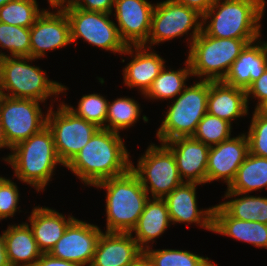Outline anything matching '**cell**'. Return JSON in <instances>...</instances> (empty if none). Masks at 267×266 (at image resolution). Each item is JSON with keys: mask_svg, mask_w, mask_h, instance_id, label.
I'll use <instances>...</instances> for the list:
<instances>
[{"mask_svg": "<svg viewBox=\"0 0 267 266\" xmlns=\"http://www.w3.org/2000/svg\"><path fill=\"white\" fill-rule=\"evenodd\" d=\"M256 98L258 103L255 109L258 110L265 102H267V68L264 73L246 89V100L249 105V98Z\"/></svg>", "mask_w": 267, "mask_h": 266, "instance_id": "74e56055", "label": "cell"}, {"mask_svg": "<svg viewBox=\"0 0 267 266\" xmlns=\"http://www.w3.org/2000/svg\"><path fill=\"white\" fill-rule=\"evenodd\" d=\"M185 65L183 69H170L169 71L164 66L144 94V97L157 100L175 99L187 87L185 83L188 80L187 78L193 76L188 59Z\"/></svg>", "mask_w": 267, "mask_h": 266, "instance_id": "f1b7e54d", "label": "cell"}, {"mask_svg": "<svg viewBox=\"0 0 267 266\" xmlns=\"http://www.w3.org/2000/svg\"><path fill=\"white\" fill-rule=\"evenodd\" d=\"M101 233L97 225L75 218L49 254L54 258L90 266Z\"/></svg>", "mask_w": 267, "mask_h": 266, "instance_id": "4fadbf2b", "label": "cell"}, {"mask_svg": "<svg viewBox=\"0 0 267 266\" xmlns=\"http://www.w3.org/2000/svg\"><path fill=\"white\" fill-rule=\"evenodd\" d=\"M75 219L48 207H34L28 217L30 228L42 253H49L62 237L68 225Z\"/></svg>", "mask_w": 267, "mask_h": 266, "instance_id": "603a6c76", "label": "cell"}, {"mask_svg": "<svg viewBox=\"0 0 267 266\" xmlns=\"http://www.w3.org/2000/svg\"><path fill=\"white\" fill-rule=\"evenodd\" d=\"M108 102L102 95L93 93L83 95L79 100L77 108L65 105L76 116L95 124L99 128L105 129Z\"/></svg>", "mask_w": 267, "mask_h": 266, "instance_id": "e575fe53", "label": "cell"}, {"mask_svg": "<svg viewBox=\"0 0 267 266\" xmlns=\"http://www.w3.org/2000/svg\"><path fill=\"white\" fill-rule=\"evenodd\" d=\"M4 241L10 266H34L43 254L28 223L9 225Z\"/></svg>", "mask_w": 267, "mask_h": 266, "instance_id": "d4e9b609", "label": "cell"}, {"mask_svg": "<svg viewBox=\"0 0 267 266\" xmlns=\"http://www.w3.org/2000/svg\"><path fill=\"white\" fill-rule=\"evenodd\" d=\"M267 68V41L248 43L222 80L228 85L246 90Z\"/></svg>", "mask_w": 267, "mask_h": 266, "instance_id": "44dd1931", "label": "cell"}, {"mask_svg": "<svg viewBox=\"0 0 267 266\" xmlns=\"http://www.w3.org/2000/svg\"><path fill=\"white\" fill-rule=\"evenodd\" d=\"M154 8L155 5L147 0H115L116 26L126 46H140L147 42Z\"/></svg>", "mask_w": 267, "mask_h": 266, "instance_id": "9a60e30c", "label": "cell"}, {"mask_svg": "<svg viewBox=\"0 0 267 266\" xmlns=\"http://www.w3.org/2000/svg\"><path fill=\"white\" fill-rule=\"evenodd\" d=\"M40 101L3 96L0 117L3 135L10 148L47 126Z\"/></svg>", "mask_w": 267, "mask_h": 266, "instance_id": "7c38bea8", "label": "cell"}, {"mask_svg": "<svg viewBox=\"0 0 267 266\" xmlns=\"http://www.w3.org/2000/svg\"><path fill=\"white\" fill-rule=\"evenodd\" d=\"M265 3V0H215L202 16V30L215 38L259 39Z\"/></svg>", "mask_w": 267, "mask_h": 266, "instance_id": "7a4b0ae2", "label": "cell"}, {"mask_svg": "<svg viewBox=\"0 0 267 266\" xmlns=\"http://www.w3.org/2000/svg\"><path fill=\"white\" fill-rule=\"evenodd\" d=\"M32 60L35 61V58L21 56L0 58V81L5 96L45 102L48 97L53 95L56 97L68 90L65 85L49 80L46 72L40 67L28 64Z\"/></svg>", "mask_w": 267, "mask_h": 266, "instance_id": "5b68a950", "label": "cell"}, {"mask_svg": "<svg viewBox=\"0 0 267 266\" xmlns=\"http://www.w3.org/2000/svg\"><path fill=\"white\" fill-rule=\"evenodd\" d=\"M94 186L105 188L107 192L106 232H131L149 199L137 175L129 169L120 176L102 180Z\"/></svg>", "mask_w": 267, "mask_h": 266, "instance_id": "277c9868", "label": "cell"}, {"mask_svg": "<svg viewBox=\"0 0 267 266\" xmlns=\"http://www.w3.org/2000/svg\"><path fill=\"white\" fill-rule=\"evenodd\" d=\"M0 266H10L5 250L4 231L0 235Z\"/></svg>", "mask_w": 267, "mask_h": 266, "instance_id": "b9f144b4", "label": "cell"}, {"mask_svg": "<svg viewBox=\"0 0 267 266\" xmlns=\"http://www.w3.org/2000/svg\"><path fill=\"white\" fill-rule=\"evenodd\" d=\"M248 153L249 142L246 133L210 146L206 183L222 179L228 187Z\"/></svg>", "mask_w": 267, "mask_h": 266, "instance_id": "2e32d148", "label": "cell"}, {"mask_svg": "<svg viewBox=\"0 0 267 266\" xmlns=\"http://www.w3.org/2000/svg\"><path fill=\"white\" fill-rule=\"evenodd\" d=\"M61 8L70 22L71 43L82 38L90 45L123 54L127 46L120 38L116 24L110 20L111 14L79 9L71 2Z\"/></svg>", "mask_w": 267, "mask_h": 266, "instance_id": "9c48e42d", "label": "cell"}, {"mask_svg": "<svg viewBox=\"0 0 267 266\" xmlns=\"http://www.w3.org/2000/svg\"><path fill=\"white\" fill-rule=\"evenodd\" d=\"M10 1H13V0H0V8H1L4 4H6V3L10 2Z\"/></svg>", "mask_w": 267, "mask_h": 266, "instance_id": "c3c4849f", "label": "cell"}, {"mask_svg": "<svg viewBox=\"0 0 267 266\" xmlns=\"http://www.w3.org/2000/svg\"><path fill=\"white\" fill-rule=\"evenodd\" d=\"M5 147L11 149L5 141L3 131H2V126H1V117H0V148H5Z\"/></svg>", "mask_w": 267, "mask_h": 266, "instance_id": "f6af8a7d", "label": "cell"}, {"mask_svg": "<svg viewBox=\"0 0 267 266\" xmlns=\"http://www.w3.org/2000/svg\"><path fill=\"white\" fill-rule=\"evenodd\" d=\"M135 167L131 161L130 169L137 175L145 191L151 192L152 198H164L183 183L175 157L164 143L160 146L150 144Z\"/></svg>", "mask_w": 267, "mask_h": 266, "instance_id": "ba28073f", "label": "cell"}, {"mask_svg": "<svg viewBox=\"0 0 267 266\" xmlns=\"http://www.w3.org/2000/svg\"><path fill=\"white\" fill-rule=\"evenodd\" d=\"M172 223L170 220L167 204L163 198H151L146 201L144 210L140 215L136 226L130 232L144 251L149 248V242L162 235Z\"/></svg>", "mask_w": 267, "mask_h": 266, "instance_id": "484cf974", "label": "cell"}, {"mask_svg": "<svg viewBox=\"0 0 267 266\" xmlns=\"http://www.w3.org/2000/svg\"><path fill=\"white\" fill-rule=\"evenodd\" d=\"M231 125L224 119L206 113L192 137L209 147L214 146L231 138Z\"/></svg>", "mask_w": 267, "mask_h": 266, "instance_id": "836d02e7", "label": "cell"}, {"mask_svg": "<svg viewBox=\"0 0 267 266\" xmlns=\"http://www.w3.org/2000/svg\"><path fill=\"white\" fill-rule=\"evenodd\" d=\"M71 0H48L49 5L54 9L58 7H62L66 4H68Z\"/></svg>", "mask_w": 267, "mask_h": 266, "instance_id": "ee69618b", "label": "cell"}, {"mask_svg": "<svg viewBox=\"0 0 267 266\" xmlns=\"http://www.w3.org/2000/svg\"><path fill=\"white\" fill-rule=\"evenodd\" d=\"M247 138L249 153L267 158V115L254 109Z\"/></svg>", "mask_w": 267, "mask_h": 266, "instance_id": "d590c367", "label": "cell"}, {"mask_svg": "<svg viewBox=\"0 0 267 266\" xmlns=\"http://www.w3.org/2000/svg\"><path fill=\"white\" fill-rule=\"evenodd\" d=\"M189 8L195 9L202 16L209 10L215 0H174Z\"/></svg>", "mask_w": 267, "mask_h": 266, "instance_id": "60d3db41", "label": "cell"}, {"mask_svg": "<svg viewBox=\"0 0 267 266\" xmlns=\"http://www.w3.org/2000/svg\"><path fill=\"white\" fill-rule=\"evenodd\" d=\"M59 105L57 111H53L50 105L46 114L47 127L52 131L56 153L65 167L99 127L76 116L64 102Z\"/></svg>", "mask_w": 267, "mask_h": 266, "instance_id": "30bf717a", "label": "cell"}, {"mask_svg": "<svg viewBox=\"0 0 267 266\" xmlns=\"http://www.w3.org/2000/svg\"><path fill=\"white\" fill-rule=\"evenodd\" d=\"M164 144L172 151L183 182L206 183L208 145L193 137H179Z\"/></svg>", "mask_w": 267, "mask_h": 266, "instance_id": "e0dca14e", "label": "cell"}, {"mask_svg": "<svg viewBox=\"0 0 267 266\" xmlns=\"http://www.w3.org/2000/svg\"><path fill=\"white\" fill-rule=\"evenodd\" d=\"M261 39L215 38L203 30L189 45L188 61L193 76L220 81L248 43ZM203 76V77H202Z\"/></svg>", "mask_w": 267, "mask_h": 266, "instance_id": "8992f818", "label": "cell"}, {"mask_svg": "<svg viewBox=\"0 0 267 266\" xmlns=\"http://www.w3.org/2000/svg\"><path fill=\"white\" fill-rule=\"evenodd\" d=\"M143 255L130 232L101 233L90 266H129Z\"/></svg>", "mask_w": 267, "mask_h": 266, "instance_id": "d6986e66", "label": "cell"}, {"mask_svg": "<svg viewBox=\"0 0 267 266\" xmlns=\"http://www.w3.org/2000/svg\"><path fill=\"white\" fill-rule=\"evenodd\" d=\"M258 110L267 115V102H265Z\"/></svg>", "mask_w": 267, "mask_h": 266, "instance_id": "bcb514c9", "label": "cell"}, {"mask_svg": "<svg viewBox=\"0 0 267 266\" xmlns=\"http://www.w3.org/2000/svg\"><path fill=\"white\" fill-rule=\"evenodd\" d=\"M19 191L12 180L0 176V220L13 217L19 209Z\"/></svg>", "mask_w": 267, "mask_h": 266, "instance_id": "8d00e7d4", "label": "cell"}, {"mask_svg": "<svg viewBox=\"0 0 267 266\" xmlns=\"http://www.w3.org/2000/svg\"><path fill=\"white\" fill-rule=\"evenodd\" d=\"M151 266H212L214 263L203 256L187 250L155 249L151 247L143 251Z\"/></svg>", "mask_w": 267, "mask_h": 266, "instance_id": "4dcf8cb0", "label": "cell"}, {"mask_svg": "<svg viewBox=\"0 0 267 266\" xmlns=\"http://www.w3.org/2000/svg\"><path fill=\"white\" fill-rule=\"evenodd\" d=\"M129 153L120 134L99 128L65 166L86 185L120 176L131 168Z\"/></svg>", "mask_w": 267, "mask_h": 266, "instance_id": "6da1fadb", "label": "cell"}, {"mask_svg": "<svg viewBox=\"0 0 267 266\" xmlns=\"http://www.w3.org/2000/svg\"><path fill=\"white\" fill-rule=\"evenodd\" d=\"M8 157L3 158L14 169L18 180L43 191L57 164L58 158L52 131L46 126L39 133L19 142L10 149Z\"/></svg>", "mask_w": 267, "mask_h": 266, "instance_id": "3957f363", "label": "cell"}, {"mask_svg": "<svg viewBox=\"0 0 267 266\" xmlns=\"http://www.w3.org/2000/svg\"><path fill=\"white\" fill-rule=\"evenodd\" d=\"M44 10L36 0H13L0 8V22L30 28Z\"/></svg>", "mask_w": 267, "mask_h": 266, "instance_id": "1f68e13d", "label": "cell"}, {"mask_svg": "<svg viewBox=\"0 0 267 266\" xmlns=\"http://www.w3.org/2000/svg\"><path fill=\"white\" fill-rule=\"evenodd\" d=\"M244 241L256 247L267 248V225L231 217L219 204L213 209V231Z\"/></svg>", "mask_w": 267, "mask_h": 266, "instance_id": "cb8c5ba5", "label": "cell"}, {"mask_svg": "<svg viewBox=\"0 0 267 266\" xmlns=\"http://www.w3.org/2000/svg\"><path fill=\"white\" fill-rule=\"evenodd\" d=\"M34 266H83V265L72 261H66L54 258L49 253H43Z\"/></svg>", "mask_w": 267, "mask_h": 266, "instance_id": "ab89813d", "label": "cell"}, {"mask_svg": "<svg viewBox=\"0 0 267 266\" xmlns=\"http://www.w3.org/2000/svg\"><path fill=\"white\" fill-rule=\"evenodd\" d=\"M76 8L112 14L115 0H71Z\"/></svg>", "mask_w": 267, "mask_h": 266, "instance_id": "f35d334b", "label": "cell"}, {"mask_svg": "<svg viewBox=\"0 0 267 266\" xmlns=\"http://www.w3.org/2000/svg\"><path fill=\"white\" fill-rule=\"evenodd\" d=\"M186 87L173 101L165 113L161 126L157 130V138L161 143L179 137H192L198 123L207 113V97L209 80Z\"/></svg>", "mask_w": 267, "mask_h": 266, "instance_id": "52a82bcc", "label": "cell"}, {"mask_svg": "<svg viewBox=\"0 0 267 266\" xmlns=\"http://www.w3.org/2000/svg\"><path fill=\"white\" fill-rule=\"evenodd\" d=\"M199 183L183 182L171 193L167 194L165 200L172 224L174 223H196L200 227L213 231V209L199 210L197 207L196 188Z\"/></svg>", "mask_w": 267, "mask_h": 266, "instance_id": "ac0fdd59", "label": "cell"}, {"mask_svg": "<svg viewBox=\"0 0 267 266\" xmlns=\"http://www.w3.org/2000/svg\"><path fill=\"white\" fill-rule=\"evenodd\" d=\"M3 96H4V94H3V89H2V85H1V81H0V102L3 99Z\"/></svg>", "mask_w": 267, "mask_h": 266, "instance_id": "7dc6e473", "label": "cell"}, {"mask_svg": "<svg viewBox=\"0 0 267 266\" xmlns=\"http://www.w3.org/2000/svg\"><path fill=\"white\" fill-rule=\"evenodd\" d=\"M133 47L134 49H132ZM150 49L147 45L127 46L123 52L124 55L134 56L123 68L124 84L130 88H138L143 95L150 88L166 62L159 54L155 53L154 49L153 51Z\"/></svg>", "mask_w": 267, "mask_h": 266, "instance_id": "ffe728a7", "label": "cell"}, {"mask_svg": "<svg viewBox=\"0 0 267 266\" xmlns=\"http://www.w3.org/2000/svg\"><path fill=\"white\" fill-rule=\"evenodd\" d=\"M47 9L30 27V57L41 59L46 51L56 50L71 44L70 22L65 11Z\"/></svg>", "mask_w": 267, "mask_h": 266, "instance_id": "5bb4252c", "label": "cell"}, {"mask_svg": "<svg viewBox=\"0 0 267 266\" xmlns=\"http://www.w3.org/2000/svg\"><path fill=\"white\" fill-rule=\"evenodd\" d=\"M246 90L226 84L222 80H209L207 113L231 123L248 114Z\"/></svg>", "mask_w": 267, "mask_h": 266, "instance_id": "7402d4cb", "label": "cell"}, {"mask_svg": "<svg viewBox=\"0 0 267 266\" xmlns=\"http://www.w3.org/2000/svg\"><path fill=\"white\" fill-rule=\"evenodd\" d=\"M0 48L8 49L11 57H30V28L0 22ZM9 56L0 52V58Z\"/></svg>", "mask_w": 267, "mask_h": 266, "instance_id": "d6a6232c", "label": "cell"}, {"mask_svg": "<svg viewBox=\"0 0 267 266\" xmlns=\"http://www.w3.org/2000/svg\"><path fill=\"white\" fill-rule=\"evenodd\" d=\"M129 266H151L149 260L145 257L143 254L141 257H139L134 263H132Z\"/></svg>", "mask_w": 267, "mask_h": 266, "instance_id": "7bdbcfd3", "label": "cell"}, {"mask_svg": "<svg viewBox=\"0 0 267 266\" xmlns=\"http://www.w3.org/2000/svg\"><path fill=\"white\" fill-rule=\"evenodd\" d=\"M132 98L120 97L108 102L107 117L105 129L119 132L126 128H130L140 118V105Z\"/></svg>", "mask_w": 267, "mask_h": 266, "instance_id": "f546056e", "label": "cell"}, {"mask_svg": "<svg viewBox=\"0 0 267 266\" xmlns=\"http://www.w3.org/2000/svg\"><path fill=\"white\" fill-rule=\"evenodd\" d=\"M263 187L267 189V158L248 153L227 191L244 195Z\"/></svg>", "mask_w": 267, "mask_h": 266, "instance_id": "4316f807", "label": "cell"}, {"mask_svg": "<svg viewBox=\"0 0 267 266\" xmlns=\"http://www.w3.org/2000/svg\"><path fill=\"white\" fill-rule=\"evenodd\" d=\"M233 199V196H240ZM226 190L225 198L230 201L219 203V205L231 216L243 221L260 222L267 225V197L251 196Z\"/></svg>", "mask_w": 267, "mask_h": 266, "instance_id": "83f0119b", "label": "cell"}, {"mask_svg": "<svg viewBox=\"0 0 267 266\" xmlns=\"http://www.w3.org/2000/svg\"><path fill=\"white\" fill-rule=\"evenodd\" d=\"M192 28L190 45L202 31V15L174 0L162 1L155 4L150 34L143 46L149 44L151 48L155 44L181 37Z\"/></svg>", "mask_w": 267, "mask_h": 266, "instance_id": "8fae6325", "label": "cell"}]
</instances>
